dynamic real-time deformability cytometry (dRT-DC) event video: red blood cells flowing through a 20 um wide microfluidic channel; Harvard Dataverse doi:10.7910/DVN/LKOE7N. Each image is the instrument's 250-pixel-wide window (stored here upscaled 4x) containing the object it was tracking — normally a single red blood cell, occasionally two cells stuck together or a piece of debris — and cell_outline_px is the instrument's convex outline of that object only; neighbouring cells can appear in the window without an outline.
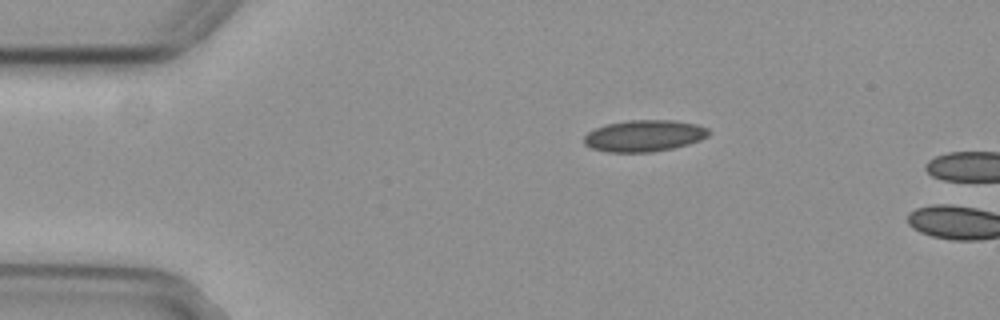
{"species": "common noctule bat (a hibernating species)", "species_latin": "Nyctalus noctula", "temperature_condition": "cold", "stored_images_in_passage": 3, "camera_frame_rate_fps": 3000, "um_per_image_px": 0.085, "animal": {"sex": "female", "body_mass_g": 29.2, "forearm_length_mm": 56.3}, "frame": {"image": 1, "passage_image": 1, "time_ms": 0.0, "image_size_px": [1000, 320], "cell_outline_px": [[712, 132], [708, 136], [700, 140], [688, 144], [672, 148], [652, 152], [604, 152], [592, 148], [584, 144], [584, 136], [588, 132], [596, 128], [608, 124], [628, 120], [672, 120], [696, 124], [708, 128]], "centroid_in_image_um": [54.77, 11.54], "position_along_channel_um": 30.2, "area_um2": 22.95}}